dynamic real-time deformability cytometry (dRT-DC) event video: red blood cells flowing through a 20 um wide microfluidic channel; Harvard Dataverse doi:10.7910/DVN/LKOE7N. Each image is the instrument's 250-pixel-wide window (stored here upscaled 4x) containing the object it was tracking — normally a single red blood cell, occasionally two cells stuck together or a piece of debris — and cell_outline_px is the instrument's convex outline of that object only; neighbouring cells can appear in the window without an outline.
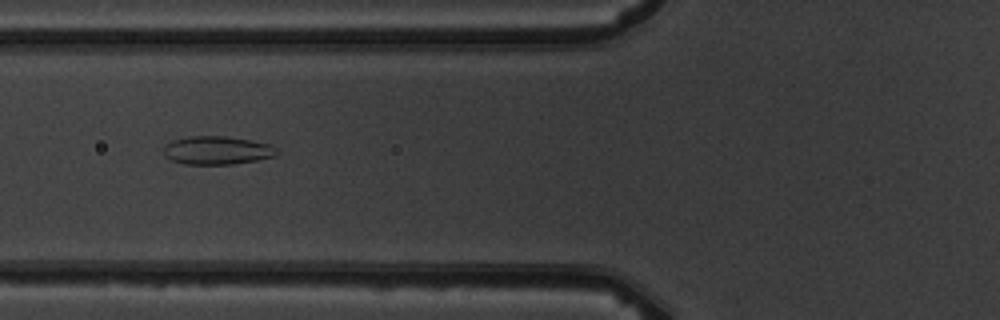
{"species": "common noctule bat (a hibernating species)", "species_latin": "Nyctalus noctula", "temperature_condition": "warm", "stored_images_in_passage": 6, "camera_frame_rate_fps": 3000, "um_per_image_px": 0.085, "animal": {"sex": "male", "body_mass_g": 19.5, "forearm_length_mm": 54.6}, "frame": {"image": 1, "passage_image": 3, "time_ms": 2.333, "image_size_px": [1000, 320], "cell_outline_px": [[280, 152], [276, 156], [256, 160], [232, 164], [184, 164], [172, 160], [164, 156], [164, 148], [172, 140], [188, 136], [228, 136], [272, 144]], "centroid_in_image_um": [18.49, 12.77], "position_along_channel_um": 107.3, "area_um2": 18.79}}
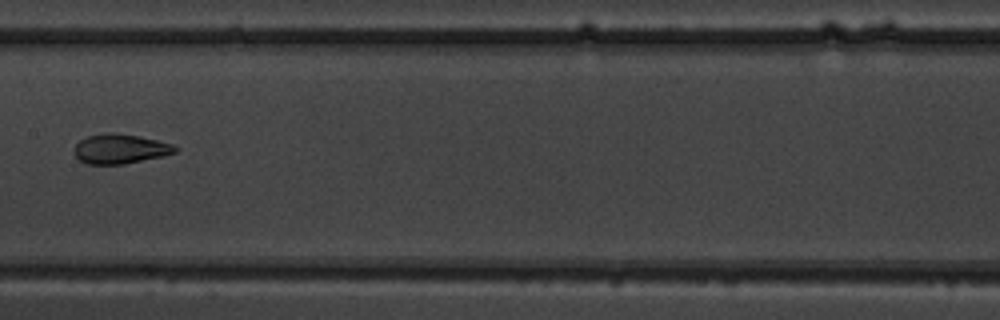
{"frame": {"image": 2, "passage_image": 5, "time_ms": 4.667, "image_size_px": [1000, 320], "cell_outline_px": [[180, 148], [176, 152], [164, 156], [124, 164], [88, 164], [80, 160], [76, 156], [76, 144], [80, 140], [88, 136], [104, 132], [112, 132], [140, 136], [172, 144]], "centroid_in_image_um": [10.25, 12.65], "position_along_channel_um": 197.1, "area_um2": 17.4}}
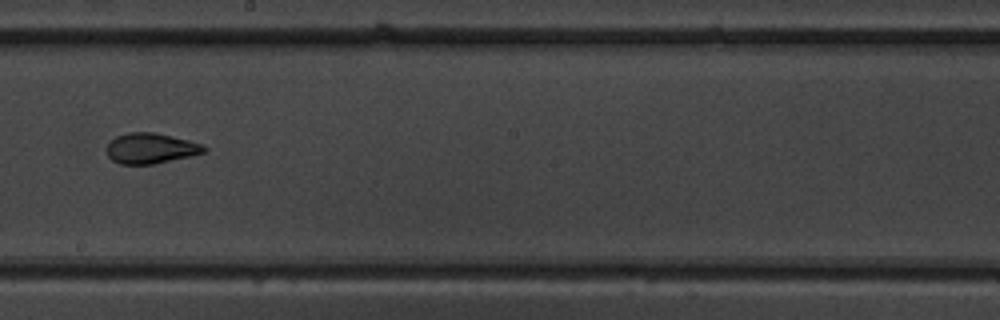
{"frame": {"image": 3, "passage_image": 6, "time_ms": 5.667, "image_size_px": [1000, 320], "cell_outline_px": [[208, 148], [204, 152], [192, 156], [152, 164], [120, 164], [112, 160], [108, 156], [108, 144], [116, 136], [128, 132], [152, 132], [172, 136], [204, 144]], "centroid_in_image_um": [12.84, 12.6], "position_along_channel_um": 235.4, "area_um2": 17.22}}